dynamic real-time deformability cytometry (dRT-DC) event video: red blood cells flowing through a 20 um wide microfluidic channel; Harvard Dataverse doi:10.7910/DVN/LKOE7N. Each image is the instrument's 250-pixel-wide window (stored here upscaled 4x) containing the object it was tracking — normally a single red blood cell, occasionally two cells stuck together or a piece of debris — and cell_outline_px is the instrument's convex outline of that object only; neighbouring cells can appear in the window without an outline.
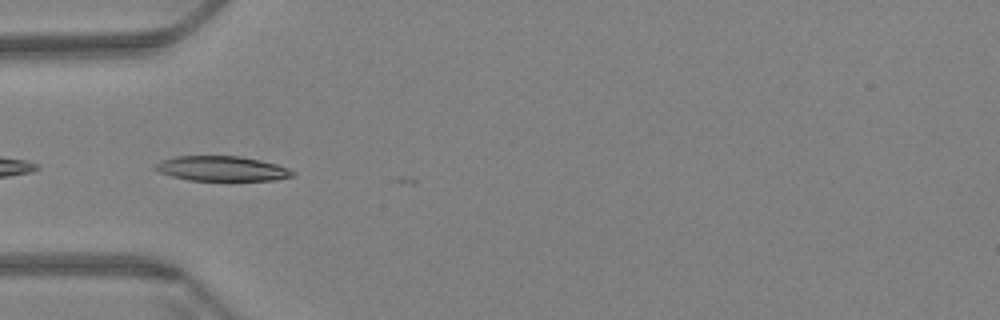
{"species": "Egyptian fruit bat (a non-hibernating species)", "species_latin": "Rousettus aegyptiacus", "temperature_condition": "warm", "stored_images_in_passage": 4, "camera_frame_rate_fps": 3000, "um_per_image_px": 0.085, "animal": {"sex": "female"}, "frame": {"image": 1, "passage_image": 2, "time_ms": 0.333, "image_size_px": [1000, 320], "cell_outline_px": [[296, 172], [292, 176], [272, 180], [228, 184], [188, 180], [172, 176], [160, 172], [152, 168], [152, 164], [176, 156], [240, 156], [260, 160], [276, 164], [288, 168]], "centroid_in_image_um": [18.86, 14.39], "position_along_channel_um": 66.1, "area_um2": 21.04}}